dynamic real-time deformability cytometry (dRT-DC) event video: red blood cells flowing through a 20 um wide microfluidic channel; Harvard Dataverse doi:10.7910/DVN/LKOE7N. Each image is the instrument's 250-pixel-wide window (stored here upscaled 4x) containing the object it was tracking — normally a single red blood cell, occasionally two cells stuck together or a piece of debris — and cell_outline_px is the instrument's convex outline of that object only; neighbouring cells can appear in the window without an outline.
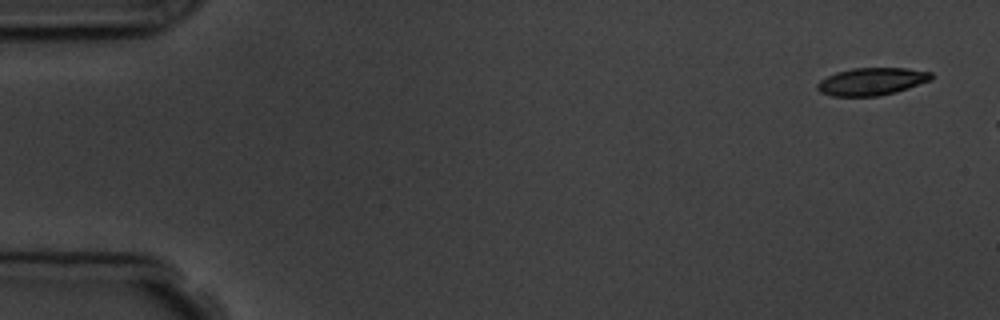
{"species": "common noctule bat (a hibernating species)", "species_latin": "Nyctalus noctula", "temperature_condition": "room temperature", "stored_images_in_passage": 3, "camera_frame_rate_fps": 3000, "um_per_image_px": 0.085, "animal": {"sex": "male", "body_mass_g": 19.5, "forearm_length_mm": 54.6}, "frame": {"image": 1, "passage_image": 1, "time_ms": 0.0, "image_size_px": [1000, 320], "cell_outline_px": [[932, 80], [896, 92], [880, 96], [832, 96], [820, 92], [816, 88], [816, 84], [820, 80], [836, 72], [852, 68], [908, 68], [932, 72]], "centroid_in_image_um": [74.1, 6.92], "position_along_channel_um": 10.9, "area_um2": 18.38}}